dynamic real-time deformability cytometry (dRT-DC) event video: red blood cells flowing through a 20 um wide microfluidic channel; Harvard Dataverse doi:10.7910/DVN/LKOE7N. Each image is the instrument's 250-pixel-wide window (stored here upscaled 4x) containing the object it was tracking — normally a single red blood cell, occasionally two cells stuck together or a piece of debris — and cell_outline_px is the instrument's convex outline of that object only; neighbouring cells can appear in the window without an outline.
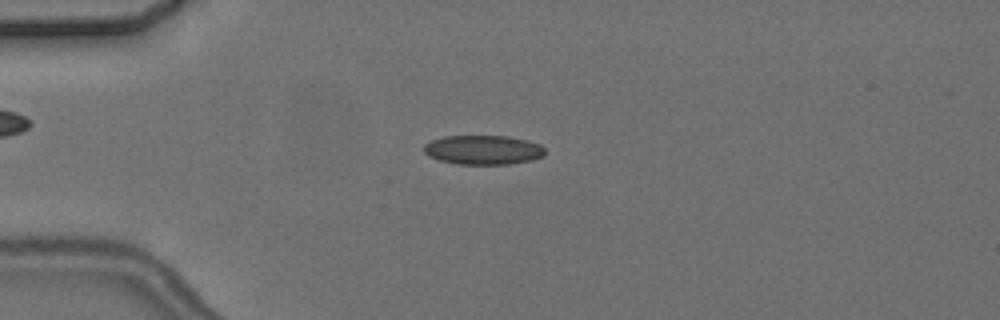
{"species": "common noctule bat (a hibernating species)", "species_latin": "Nyctalus noctula", "temperature_condition": "cold", "stored_images_in_passage": 4, "camera_frame_rate_fps": 3000, "um_per_image_px": 0.085, "animal": {"sex": "female", "body_mass_g": 24.6, "forearm_length_mm": 56.2}, "frame": {"image": 1, "passage_image": 3, "time_ms": 2.667, "image_size_px": [1000, 320], "cell_outline_px": [[544, 156], [532, 160], [508, 164], [460, 164], [440, 160], [428, 156], [424, 152], [424, 144], [432, 140], [444, 136], [508, 136], [528, 140], [540, 144], [544, 148]], "centroid_in_image_um": [41.08, 12.73], "position_along_channel_um": 43.9, "area_um2": 20.69}}